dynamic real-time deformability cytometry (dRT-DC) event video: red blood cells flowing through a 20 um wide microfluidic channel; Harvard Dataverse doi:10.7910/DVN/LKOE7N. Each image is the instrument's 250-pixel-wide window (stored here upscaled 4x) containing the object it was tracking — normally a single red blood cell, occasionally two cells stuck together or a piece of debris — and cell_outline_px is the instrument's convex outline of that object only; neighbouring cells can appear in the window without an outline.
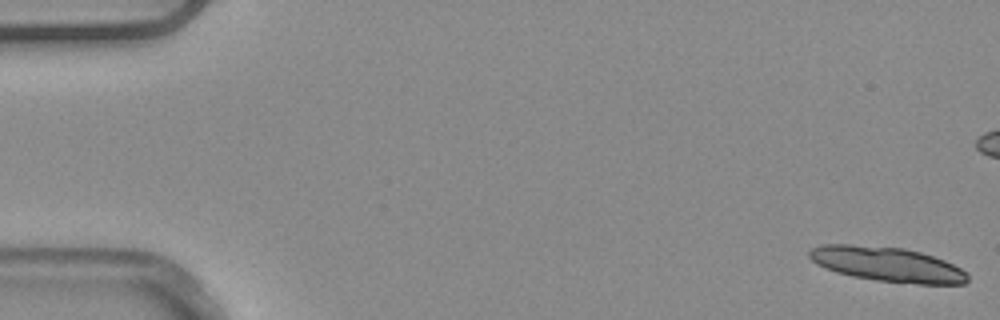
{"species": "common noctule bat (a hibernating species)", "species_latin": "Nyctalus noctula", "temperature_condition": "warm", "stored_images_in_passage": 16, "camera_frame_rate_fps": 3000, "um_per_image_px": 0.085, "animal": {"sex": "male", "body_mass_g": 20.4}, "frame": {"image": 1, "passage_image": 1, "time_ms": 0.0, "image_size_px": [1000, 320], "cell_outline_px": [[968, 280], [964, 284], [916, 284], [876, 280], [852, 276], [836, 272], [816, 264], [808, 256], [808, 248], [820, 244], [852, 244], [904, 248], [920, 252], [944, 260], [968, 272]], "centroid_in_image_um": [75.38, 22.46], "position_along_channel_um": 9.6, "area_um2": 32.19}}